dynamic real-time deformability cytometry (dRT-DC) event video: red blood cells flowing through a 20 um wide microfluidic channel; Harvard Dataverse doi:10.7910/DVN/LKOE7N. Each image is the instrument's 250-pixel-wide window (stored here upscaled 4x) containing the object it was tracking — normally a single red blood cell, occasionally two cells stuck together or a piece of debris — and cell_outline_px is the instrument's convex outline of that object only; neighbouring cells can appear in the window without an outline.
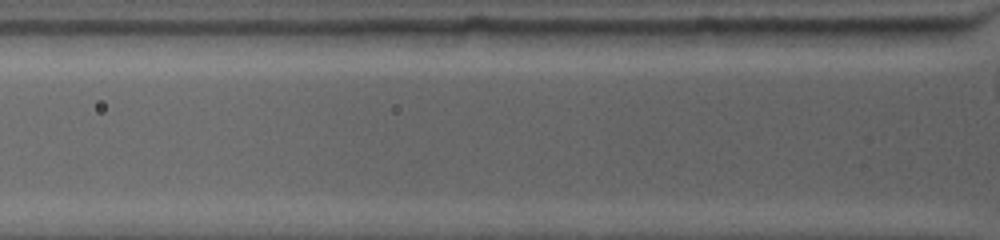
{"species": "common noctule bat (a hibernating species)", "species_latin": "Nyctalus noctula", "temperature_condition": "warm", "stored_images_in_passage": 2, "camera_frame_rate_fps": 4500, "um_per_image_px": 0.085, "animal": {"sex": "female", "body_mass_g": 19.0, "forearm_length_mm": 53.3}, "frame": {"image": 1, "passage_image": 2, "time_ms": 0.222, "image_size_px": [1000, 240], "cell_outline_px": [[728, 44], [692, 48], [632, 48], [624, 32], [684, 28], [724, 28]], "centroid_in_image_um": [57.58, 3.24], "position_along_channel_um": 68.2, "area_um2": 12.95}}